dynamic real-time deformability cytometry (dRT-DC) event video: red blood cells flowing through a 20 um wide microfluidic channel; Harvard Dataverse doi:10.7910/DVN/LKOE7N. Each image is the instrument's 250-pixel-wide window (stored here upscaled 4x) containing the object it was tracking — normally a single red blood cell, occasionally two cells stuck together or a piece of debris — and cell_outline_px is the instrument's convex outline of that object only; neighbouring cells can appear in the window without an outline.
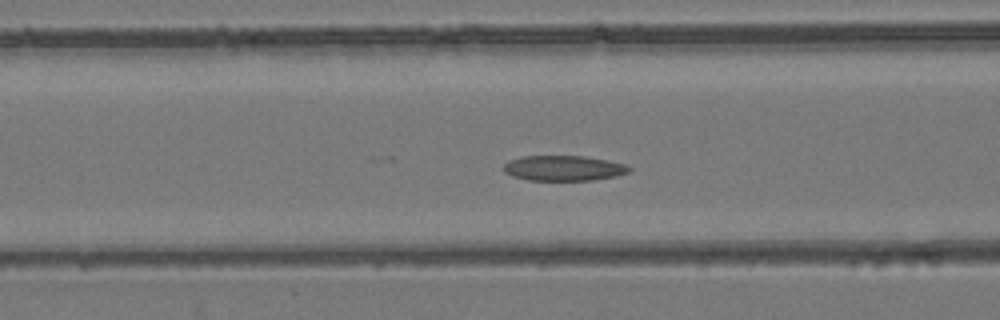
{"species": "common noctule bat (a hibernating species)", "species_latin": "Nyctalus noctula", "temperature_condition": "room temperature", "stored_images_in_passage": 46, "camera_frame_rate_fps": 3000, "um_per_image_px": 0.085, "animal": {"sex": "female", "body_mass_g": 24.6, "forearm_length_mm": 56.2}, "frame": {"image": 1, "passage_image": 14, "time_ms": 4.333, "image_size_px": [1000, 320], "cell_outline_px": [[632, 168], [628, 172], [616, 176], [592, 180], [528, 180], [512, 176], [504, 172], [504, 164], [508, 160], [524, 156], [584, 156], [624, 164]], "centroid_in_image_um": [47.87, 14.29], "position_along_channel_um": 118.7, "area_um2": 18.32}}
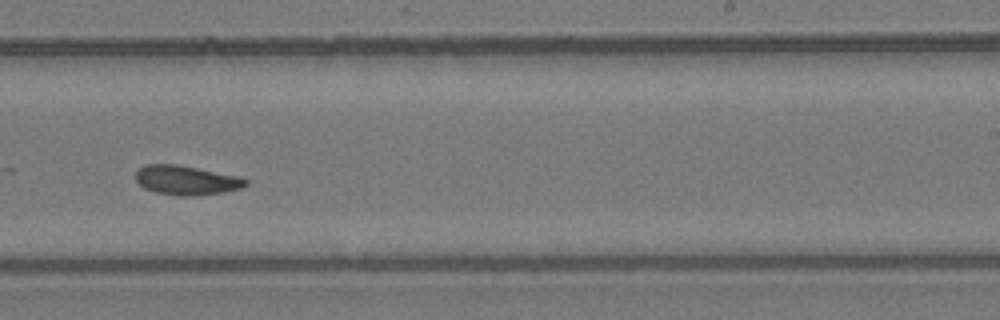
{"frame": {"image": 2, "passage_image": 26, "time_ms": 8.333, "image_size_px": [1000, 320], "cell_outline_px": [[248, 184], [240, 188], [224, 192], [192, 196], [180, 196], [156, 192], [144, 188], [136, 180], [136, 172], [144, 164], [176, 164], [236, 176], [248, 180]], "centroid_in_image_um": [15.81, 15.32], "position_along_channel_um": 273.2, "area_um2": 18.55}}
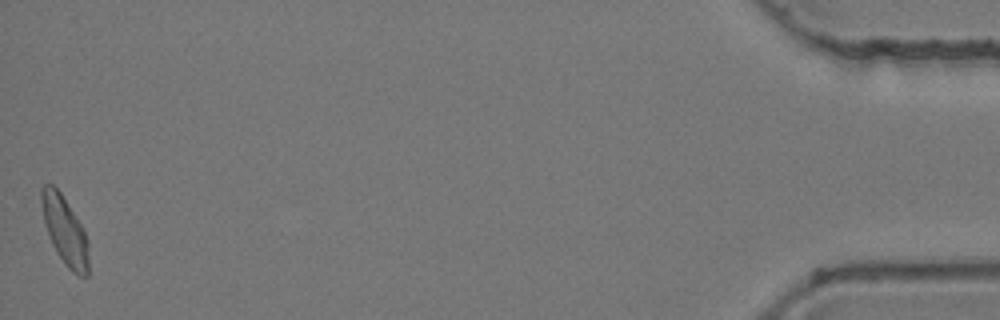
{"frame": {"image": 3, "passage_image": 46, "time_ms": 15.0, "image_size_px": [1000, 320], "cell_outline_px": [[88, 276], [80, 276], [72, 272], [64, 264], [56, 252], [52, 244], [44, 220], [40, 200], [40, 188], [44, 184], [52, 184], [60, 192], [80, 224], [88, 240]], "centroid_in_image_um": [5.5, 19.61], "position_along_channel_um": 429.7, "area_um2": 18.5}, "authors_computed_cell_mechanics": {"area_um2": 18.5827, "velocity_mm_per_s": 3.8636, "shape_relaxation_time_tau1_ms": null, "shape_relaxation_time_tau2_ms": 4.8511, "deformation_change_tau1": null, "deformation_change_tau2": 0.0997}}